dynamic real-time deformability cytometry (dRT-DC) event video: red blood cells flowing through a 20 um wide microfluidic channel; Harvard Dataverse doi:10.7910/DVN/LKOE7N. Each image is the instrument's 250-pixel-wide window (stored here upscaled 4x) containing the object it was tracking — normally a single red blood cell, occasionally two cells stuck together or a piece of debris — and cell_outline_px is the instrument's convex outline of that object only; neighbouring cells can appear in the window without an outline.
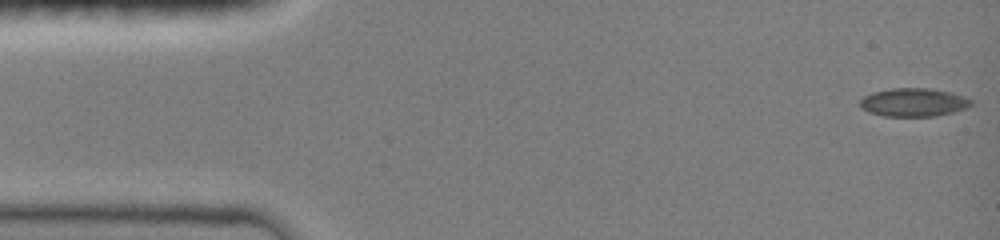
{"species": "common noctule bat (a hibernating species)", "species_latin": "Nyctalus noctula", "temperature_condition": "room temperature", "stored_images_in_passage": 24, "camera_frame_rate_fps": 3000, "um_per_image_px": 0.085, "animal": {"sex": "female", "body_mass_g": 19.0, "forearm_length_mm": 51.5}, "frame": {"image": 1, "passage_image": 1, "time_ms": 0.0, "image_size_px": [1000, 240], "cell_outline_px": [[972, 104], [968, 108], [936, 116], [884, 116], [868, 112], [860, 108], [860, 100], [864, 96], [872, 92], [888, 88], [928, 88], [952, 92], [964, 96], [972, 100]], "centroid_in_image_um": [77.65, 8.69], "position_along_channel_um": 7.4, "area_um2": 18.55}}
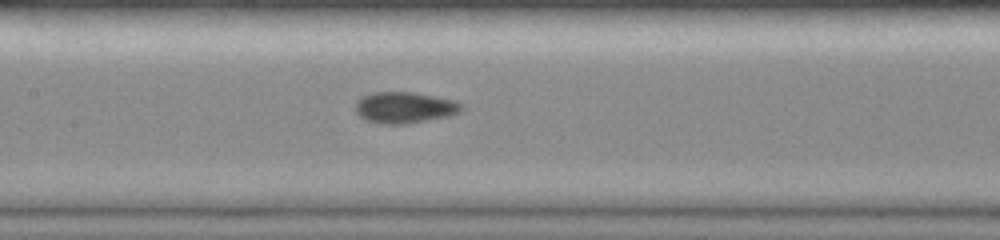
{"frame": {"image": 2, "passage_image": 11, "time_ms": 3.333, "image_size_px": [1000, 240], "cell_outline_px": [[464, 108], [460, 112], [452, 116], [408, 124], [380, 124], [364, 120], [356, 112], [356, 100], [372, 92], [416, 92], [456, 100]], "centroid_in_image_um": [34.42, 9.15], "position_along_channel_um": 173.0, "area_um2": 19.71}}
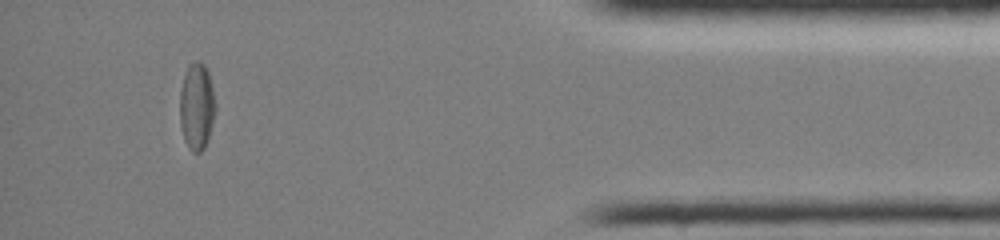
{"frame": {"image": 3, "passage_image": 21, "time_ms": 6.667, "image_size_px": [1000, 240], "cell_outline_px": [[216, 108], [208, 140], [204, 148], [200, 152], [192, 152], [188, 148], [184, 140], [180, 124], [180, 88], [188, 64], [196, 60], [200, 60], [204, 64], [208, 72], [216, 104]], "centroid_in_image_um": [16.71, 9.04], "position_along_channel_um": 418.5, "area_um2": 18.21}}